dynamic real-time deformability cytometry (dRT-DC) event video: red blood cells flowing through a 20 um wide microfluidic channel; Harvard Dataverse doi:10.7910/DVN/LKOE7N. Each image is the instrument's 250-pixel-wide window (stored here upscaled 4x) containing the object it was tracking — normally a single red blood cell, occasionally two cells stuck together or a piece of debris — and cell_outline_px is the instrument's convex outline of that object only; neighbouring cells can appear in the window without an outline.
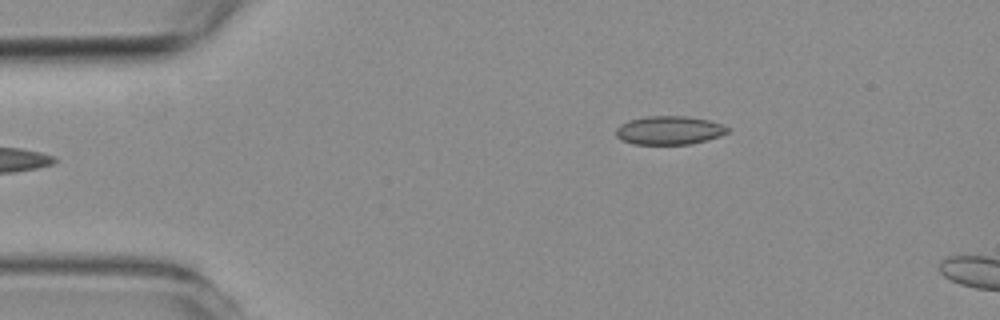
{"species": "common noctule bat (a hibernating species)", "species_latin": "Nyctalus noctula", "temperature_condition": "room temperature", "stored_images_in_passage": 5, "camera_frame_rate_fps": 3000, "um_per_image_px": 0.085, "animal": {"sex": "female", "body_mass_g": 19.3, "forearm_length_mm": 54.1}, "frame": {"image": 1, "passage_image": 5, "time_ms": 4.667, "image_size_px": [1000, 320], "cell_outline_px": [[732, 128], [728, 132], [720, 136], [708, 140], [692, 144], [636, 144], [620, 140], [616, 136], [616, 128], [620, 124], [628, 120], [648, 116], [688, 116], [708, 120]], "centroid_in_image_um": [56.89, 11.08], "position_along_channel_um": 28.1, "area_um2": 18.73}}